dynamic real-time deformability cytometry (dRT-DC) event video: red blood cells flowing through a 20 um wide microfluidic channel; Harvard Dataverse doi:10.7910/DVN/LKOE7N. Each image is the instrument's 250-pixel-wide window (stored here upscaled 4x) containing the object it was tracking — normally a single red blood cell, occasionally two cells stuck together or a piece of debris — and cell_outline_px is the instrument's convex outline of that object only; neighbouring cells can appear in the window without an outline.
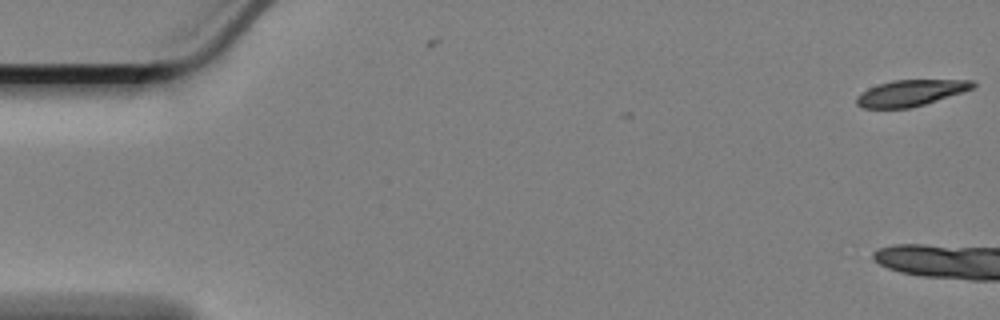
{"species": "Egyptian fruit bat (a non-hibernating species)", "species_latin": "Rousettus aegyptiacus", "temperature_condition": "cold", "stored_images_in_passage": 2, "camera_frame_rate_fps": 3000, "um_per_image_px": 0.085, "animal": {"sex": "female"}, "frame": {"image": 1, "passage_image": 2, "time_ms": 0.333, "image_size_px": [1000, 320], "cell_outline_px": [[976, 88], [964, 92], [912, 108], [864, 108], [856, 104], [856, 96], [860, 92], [868, 88], [892, 80], [972, 80], [976, 84]], "centroid_in_image_um": [77.42, 7.9], "position_along_channel_um": 7.6, "area_um2": 17.86}}